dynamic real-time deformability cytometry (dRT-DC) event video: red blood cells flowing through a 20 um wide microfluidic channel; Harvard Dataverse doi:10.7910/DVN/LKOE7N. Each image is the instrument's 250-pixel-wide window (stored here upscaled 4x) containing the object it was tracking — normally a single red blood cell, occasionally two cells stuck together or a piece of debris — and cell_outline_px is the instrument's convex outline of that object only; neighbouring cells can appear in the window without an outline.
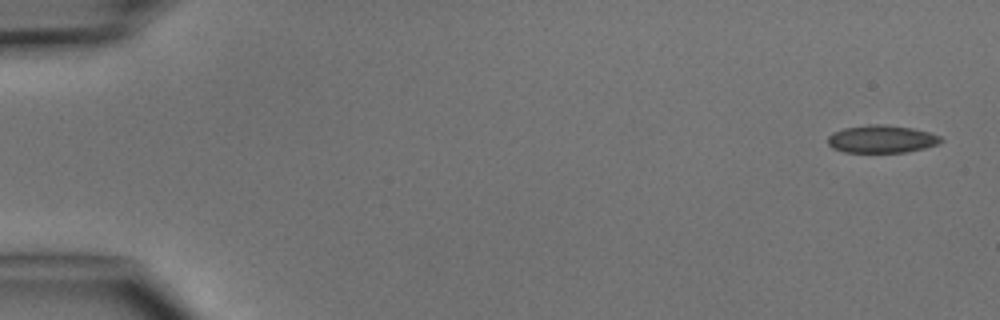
{"species": "common noctule bat (a hibernating species)", "species_latin": "Nyctalus noctula", "temperature_condition": "cold", "stored_images_in_passage": 4, "camera_frame_rate_fps": 3000, "um_per_image_px": 0.085, "animal": {"sex": "male", "body_mass_g": 15.6}, "frame": {"image": 1, "passage_image": 1, "time_ms": 0.0, "image_size_px": [1000, 320], "cell_outline_px": [[944, 140], [936, 144], [924, 148], [904, 152], [844, 152], [832, 148], [828, 144], [828, 136], [832, 132], [844, 128], [868, 124], [884, 124], [912, 128], [928, 132], [940, 136]], "centroid_in_image_um": [74.9, 11.81], "position_along_channel_um": 10.1, "area_um2": 18.21}}
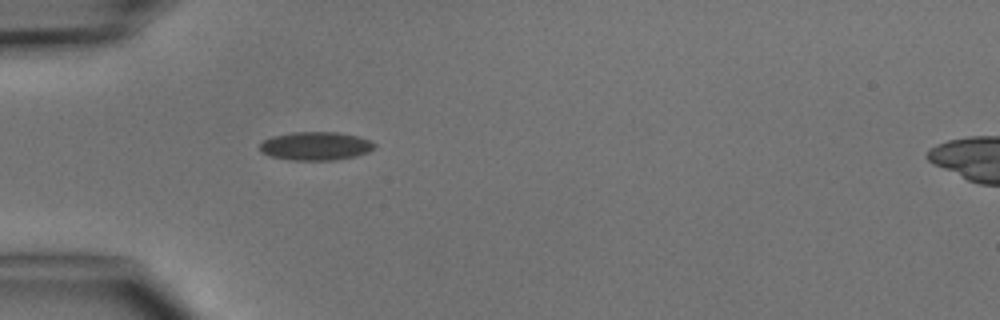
{"frame": {"image": 2, "passage_image": 4, "time_ms": 4.333, "image_size_px": [1000, 320], "cell_outline_px": [[376, 148], [368, 152], [356, 156], [336, 160], [292, 160], [272, 156], [260, 152], [260, 144], [264, 140], [272, 136], [292, 132], [336, 132], [360, 136], [376, 144]], "centroid_in_image_um": [26.86, 12.41], "position_along_channel_um": 58.1, "area_um2": 19.07}}